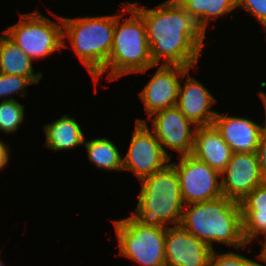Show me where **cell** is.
Listing matches in <instances>:
<instances>
[{"instance_id": "21", "label": "cell", "mask_w": 266, "mask_h": 266, "mask_svg": "<svg viewBox=\"0 0 266 266\" xmlns=\"http://www.w3.org/2000/svg\"><path fill=\"white\" fill-rule=\"evenodd\" d=\"M88 159L99 169L104 171L123 170V156L118 147L107 137L84 140Z\"/></svg>"}, {"instance_id": "6", "label": "cell", "mask_w": 266, "mask_h": 266, "mask_svg": "<svg viewBox=\"0 0 266 266\" xmlns=\"http://www.w3.org/2000/svg\"><path fill=\"white\" fill-rule=\"evenodd\" d=\"M119 244V255L128 258L138 266H166V227L145 223L132 216L114 221Z\"/></svg>"}, {"instance_id": "17", "label": "cell", "mask_w": 266, "mask_h": 266, "mask_svg": "<svg viewBox=\"0 0 266 266\" xmlns=\"http://www.w3.org/2000/svg\"><path fill=\"white\" fill-rule=\"evenodd\" d=\"M242 214V232L244 241L250 245L253 239L264 235L266 242V184H261L239 202Z\"/></svg>"}, {"instance_id": "4", "label": "cell", "mask_w": 266, "mask_h": 266, "mask_svg": "<svg viewBox=\"0 0 266 266\" xmlns=\"http://www.w3.org/2000/svg\"><path fill=\"white\" fill-rule=\"evenodd\" d=\"M138 203L131 216L145 223L165 227L180 225L184 203L180 180L175 167L168 163L163 169L140 180Z\"/></svg>"}, {"instance_id": "1", "label": "cell", "mask_w": 266, "mask_h": 266, "mask_svg": "<svg viewBox=\"0 0 266 266\" xmlns=\"http://www.w3.org/2000/svg\"><path fill=\"white\" fill-rule=\"evenodd\" d=\"M129 4L142 16L151 59L157 65H180L194 68L205 47V35L196 21L178 3L166 0L147 9ZM163 59V60H162ZM163 61L159 63L160 61Z\"/></svg>"}, {"instance_id": "11", "label": "cell", "mask_w": 266, "mask_h": 266, "mask_svg": "<svg viewBox=\"0 0 266 266\" xmlns=\"http://www.w3.org/2000/svg\"><path fill=\"white\" fill-rule=\"evenodd\" d=\"M157 67L155 74L139 93L148 118L158 111L176 106L180 82L191 69L180 65L161 64Z\"/></svg>"}, {"instance_id": "2", "label": "cell", "mask_w": 266, "mask_h": 266, "mask_svg": "<svg viewBox=\"0 0 266 266\" xmlns=\"http://www.w3.org/2000/svg\"><path fill=\"white\" fill-rule=\"evenodd\" d=\"M180 225L212 250L213 243L247 248L242 232L239 202L225 196L184 206Z\"/></svg>"}, {"instance_id": "27", "label": "cell", "mask_w": 266, "mask_h": 266, "mask_svg": "<svg viewBox=\"0 0 266 266\" xmlns=\"http://www.w3.org/2000/svg\"><path fill=\"white\" fill-rule=\"evenodd\" d=\"M10 146L0 140V170L5 168L10 157Z\"/></svg>"}, {"instance_id": "15", "label": "cell", "mask_w": 266, "mask_h": 266, "mask_svg": "<svg viewBox=\"0 0 266 266\" xmlns=\"http://www.w3.org/2000/svg\"><path fill=\"white\" fill-rule=\"evenodd\" d=\"M189 71L185 73L183 86L180 82L176 107L197 127L212 125L218 112L211 107L218 100Z\"/></svg>"}, {"instance_id": "18", "label": "cell", "mask_w": 266, "mask_h": 266, "mask_svg": "<svg viewBox=\"0 0 266 266\" xmlns=\"http://www.w3.org/2000/svg\"><path fill=\"white\" fill-rule=\"evenodd\" d=\"M46 148L56 151L72 150L84 144L85 135L81 125L73 117L63 115L43 126Z\"/></svg>"}, {"instance_id": "3", "label": "cell", "mask_w": 266, "mask_h": 266, "mask_svg": "<svg viewBox=\"0 0 266 266\" xmlns=\"http://www.w3.org/2000/svg\"><path fill=\"white\" fill-rule=\"evenodd\" d=\"M121 11L123 12L115 14L113 46L105 67L93 78L95 86L106 73V78L113 81L130 73H145L155 67L142 16L129 2L124 3ZM125 13H129V16L122 21Z\"/></svg>"}, {"instance_id": "26", "label": "cell", "mask_w": 266, "mask_h": 266, "mask_svg": "<svg viewBox=\"0 0 266 266\" xmlns=\"http://www.w3.org/2000/svg\"><path fill=\"white\" fill-rule=\"evenodd\" d=\"M256 153L258 157L261 178L263 184H266V129L261 133Z\"/></svg>"}, {"instance_id": "5", "label": "cell", "mask_w": 266, "mask_h": 266, "mask_svg": "<svg viewBox=\"0 0 266 266\" xmlns=\"http://www.w3.org/2000/svg\"><path fill=\"white\" fill-rule=\"evenodd\" d=\"M62 18L63 48L69 40L77 58L94 78L106 65L113 46L115 14ZM66 38V39H65Z\"/></svg>"}, {"instance_id": "19", "label": "cell", "mask_w": 266, "mask_h": 266, "mask_svg": "<svg viewBox=\"0 0 266 266\" xmlns=\"http://www.w3.org/2000/svg\"><path fill=\"white\" fill-rule=\"evenodd\" d=\"M32 59L4 33L0 36V73L28 78L34 85L43 78V73L34 74Z\"/></svg>"}, {"instance_id": "20", "label": "cell", "mask_w": 266, "mask_h": 266, "mask_svg": "<svg viewBox=\"0 0 266 266\" xmlns=\"http://www.w3.org/2000/svg\"><path fill=\"white\" fill-rule=\"evenodd\" d=\"M196 21L206 36V29L212 19L219 18L236 9V0H177Z\"/></svg>"}, {"instance_id": "9", "label": "cell", "mask_w": 266, "mask_h": 266, "mask_svg": "<svg viewBox=\"0 0 266 266\" xmlns=\"http://www.w3.org/2000/svg\"><path fill=\"white\" fill-rule=\"evenodd\" d=\"M170 160L146 119L137 118L128 151L123 157V170L133 172L140 181L163 169Z\"/></svg>"}, {"instance_id": "16", "label": "cell", "mask_w": 266, "mask_h": 266, "mask_svg": "<svg viewBox=\"0 0 266 266\" xmlns=\"http://www.w3.org/2000/svg\"><path fill=\"white\" fill-rule=\"evenodd\" d=\"M191 155L221 174L226 169L233 151L212 124L196 127Z\"/></svg>"}, {"instance_id": "28", "label": "cell", "mask_w": 266, "mask_h": 266, "mask_svg": "<svg viewBox=\"0 0 266 266\" xmlns=\"http://www.w3.org/2000/svg\"><path fill=\"white\" fill-rule=\"evenodd\" d=\"M260 251H261L260 254H258V256L256 257L258 260H261L262 262L266 264V242L262 244Z\"/></svg>"}, {"instance_id": "23", "label": "cell", "mask_w": 266, "mask_h": 266, "mask_svg": "<svg viewBox=\"0 0 266 266\" xmlns=\"http://www.w3.org/2000/svg\"><path fill=\"white\" fill-rule=\"evenodd\" d=\"M33 84L28 78L18 75L0 73V99L15 100L12 95L27 96L26 89Z\"/></svg>"}, {"instance_id": "22", "label": "cell", "mask_w": 266, "mask_h": 266, "mask_svg": "<svg viewBox=\"0 0 266 266\" xmlns=\"http://www.w3.org/2000/svg\"><path fill=\"white\" fill-rule=\"evenodd\" d=\"M25 106L15 100L0 102V131L6 134L15 133L24 121Z\"/></svg>"}, {"instance_id": "14", "label": "cell", "mask_w": 266, "mask_h": 266, "mask_svg": "<svg viewBox=\"0 0 266 266\" xmlns=\"http://www.w3.org/2000/svg\"><path fill=\"white\" fill-rule=\"evenodd\" d=\"M258 95L265 109L264 126L246 117L216 114L213 125L220 132L233 153L257 151L261 133L266 129V93L259 91Z\"/></svg>"}, {"instance_id": "12", "label": "cell", "mask_w": 266, "mask_h": 266, "mask_svg": "<svg viewBox=\"0 0 266 266\" xmlns=\"http://www.w3.org/2000/svg\"><path fill=\"white\" fill-rule=\"evenodd\" d=\"M261 184L263 181L257 153H233L226 169L221 173L222 195L240 202Z\"/></svg>"}, {"instance_id": "29", "label": "cell", "mask_w": 266, "mask_h": 266, "mask_svg": "<svg viewBox=\"0 0 266 266\" xmlns=\"http://www.w3.org/2000/svg\"><path fill=\"white\" fill-rule=\"evenodd\" d=\"M4 264H5V263H3V261H2L1 258H0V266H5Z\"/></svg>"}, {"instance_id": "25", "label": "cell", "mask_w": 266, "mask_h": 266, "mask_svg": "<svg viewBox=\"0 0 266 266\" xmlns=\"http://www.w3.org/2000/svg\"><path fill=\"white\" fill-rule=\"evenodd\" d=\"M236 8H242L249 12L266 31V0H236Z\"/></svg>"}, {"instance_id": "7", "label": "cell", "mask_w": 266, "mask_h": 266, "mask_svg": "<svg viewBox=\"0 0 266 266\" xmlns=\"http://www.w3.org/2000/svg\"><path fill=\"white\" fill-rule=\"evenodd\" d=\"M20 13V20L8 26L4 34L22 49L32 60L45 59L63 49L62 18L53 14L61 24L45 17L40 11Z\"/></svg>"}, {"instance_id": "8", "label": "cell", "mask_w": 266, "mask_h": 266, "mask_svg": "<svg viewBox=\"0 0 266 266\" xmlns=\"http://www.w3.org/2000/svg\"><path fill=\"white\" fill-rule=\"evenodd\" d=\"M178 162H170L180 180V192L184 205L219 198L221 174L193 155L179 156ZM220 179V180H219Z\"/></svg>"}, {"instance_id": "13", "label": "cell", "mask_w": 266, "mask_h": 266, "mask_svg": "<svg viewBox=\"0 0 266 266\" xmlns=\"http://www.w3.org/2000/svg\"><path fill=\"white\" fill-rule=\"evenodd\" d=\"M166 266H210L212 249L181 225L166 227Z\"/></svg>"}, {"instance_id": "24", "label": "cell", "mask_w": 266, "mask_h": 266, "mask_svg": "<svg viewBox=\"0 0 266 266\" xmlns=\"http://www.w3.org/2000/svg\"><path fill=\"white\" fill-rule=\"evenodd\" d=\"M210 266H264L258 261L242 256L235 252L218 253L215 249L211 252Z\"/></svg>"}, {"instance_id": "10", "label": "cell", "mask_w": 266, "mask_h": 266, "mask_svg": "<svg viewBox=\"0 0 266 266\" xmlns=\"http://www.w3.org/2000/svg\"><path fill=\"white\" fill-rule=\"evenodd\" d=\"M148 120L152 123L153 132L162 150L170 159L171 155L168 153L170 149L177 151L180 156L192 154L197 126L188 120L176 106L158 111Z\"/></svg>"}]
</instances>
